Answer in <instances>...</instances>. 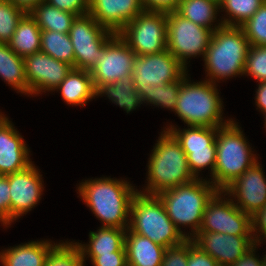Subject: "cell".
I'll list each match as a JSON object with an SVG mask.
<instances>
[{
  "label": "cell",
  "mask_w": 266,
  "mask_h": 266,
  "mask_svg": "<svg viewBox=\"0 0 266 266\" xmlns=\"http://www.w3.org/2000/svg\"><path fill=\"white\" fill-rule=\"evenodd\" d=\"M77 193L102 223L101 227L128 229L131 201L138 189L130 182L114 178L84 180Z\"/></svg>",
  "instance_id": "6da1fadb"
},
{
  "label": "cell",
  "mask_w": 266,
  "mask_h": 266,
  "mask_svg": "<svg viewBox=\"0 0 266 266\" xmlns=\"http://www.w3.org/2000/svg\"><path fill=\"white\" fill-rule=\"evenodd\" d=\"M159 135L147 165V185L143 191H139L144 194L158 195L164 190L196 179L190 171L187 156L176 138L166 130Z\"/></svg>",
  "instance_id": "7a4b0ae2"
},
{
  "label": "cell",
  "mask_w": 266,
  "mask_h": 266,
  "mask_svg": "<svg viewBox=\"0 0 266 266\" xmlns=\"http://www.w3.org/2000/svg\"><path fill=\"white\" fill-rule=\"evenodd\" d=\"M249 40L242 27L222 25L212 33L205 53V80L217 84L219 80L244 75Z\"/></svg>",
  "instance_id": "3957f363"
},
{
  "label": "cell",
  "mask_w": 266,
  "mask_h": 266,
  "mask_svg": "<svg viewBox=\"0 0 266 266\" xmlns=\"http://www.w3.org/2000/svg\"><path fill=\"white\" fill-rule=\"evenodd\" d=\"M217 191L218 189L209 180L199 178L164 190L157 196L161 199L176 229L186 239H191L199 232L206 205ZM181 226L189 227L190 234L183 232Z\"/></svg>",
  "instance_id": "277c9868"
},
{
  "label": "cell",
  "mask_w": 266,
  "mask_h": 266,
  "mask_svg": "<svg viewBox=\"0 0 266 266\" xmlns=\"http://www.w3.org/2000/svg\"><path fill=\"white\" fill-rule=\"evenodd\" d=\"M188 78L186 71L182 75L175 114L187 126L218 128L226 125L232 118L223 119L224 105L217 85L208 80L192 82Z\"/></svg>",
  "instance_id": "5b68a950"
},
{
  "label": "cell",
  "mask_w": 266,
  "mask_h": 266,
  "mask_svg": "<svg viewBox=\"0 0 266 266\" xmlns=\"http://www.w3.org/2000/svg\"><path fill=\"white\" fill-rule=\"evenodd\" d=\"M240 125L231 119L226 125L217 128L216 163L209 181L218 189L224 190L248 168L258 157L252 151Z\"/></svg>",
  "instance_id": "8992f818"
},
{
  "label": "cell",
  "mask_w": 266,
  "mask_h": 266,
  "mask_svg": "<svg viewBox=\"0 0 266 266\" xmlns=\"http://www.w3.org/2000/svg\"><path fill=\"white\" fill-rule=\"evenodd\" d=\"M129 229L165 248L187 240L170 220L161 199L139 191L131 201Z\"/></svg>",
  "instance_id": "52a82bcc"
},
{
  "label": "cell",
  "mask_w": 266,
  "mask_h": 266,
  "mask_svg": "<svg viewBox=\"0 0 266 266\" xmlns=\"http://www.w3.org/2000/svg\"><path fill=\"white\" fill-rule=\"evenodd\" d=\"M136 55L167 50V13L143 10L118 33Z\"/></svg>",
  "instance_id": "ba28073f"
},
{
  "label": "cell",
  "mask_w": 266,
  "mask_h": 266,
  "mask_svg": "<svg viewBox=\"0 0 266 266\" xmlns=\"http://www.w3.org/2000/svg\"><path fill=\"white\" fill-rule=\"evenodd\" d=\"M213 31L182 17L167 13V50L188 70V58H204Z\"/></svg>",
  "instance_id": "9c48e42d"
},
{
  "label": "cell",
  "mask_w": 266,
  "mask_h": 266,
  "mask_svg": "<svg viewBox=\"0 0 266 266\" xmlns=\"http://www.w3.org/2000/svg\"><path fill=\"white\" fill-rule=\"evenodd\" d=\"M115 35L102 27L89 13L76 16L69 31L75 56L74 68L90 71L98 57L103 56V47Z\"/></svg>",
  "instance_id": "30bf717a"
},
{
  "label": "cell",
  "mask_w": 266,
  "mask_h": 266,
  "mask_svg": "<svg viewBox=\"0 0 266 266\" xmlns=\"http://www.w3.org/2000/svg\"><path fill=\"white\" fill-rule=\"evenodd\" d=\"M187 128L177 129L175 125L170 124L164 130L169 131L179 142L187 156L190 171L196 179L202 178L199 177V173L206 167L210 169L212 177L216 163L217 128L199 126Z\"/></svg>",
  "instance_id": "8fae6325"
},
{
  "label": "cell",
  "mask_w": 266,
  "mask_h": 266,
  "mask_svg": "<svg viewBox=\"0 0 266 266\" xmlns=\"http://www.w3.org/2000/svg\"><path fill=\"white\" fill-rule=\"evenodd\" d=\"M225 196L223 190H218L208 201L199 232L252 236L251 216L238 208L229 196Z\"/></svg>",
  "instance_id": "7c38bea8"
},
{
  "label": "cell",
  "mask_w": 266,
  "mask_h": 266,
  "mask_svg": "<svg viewBox=\"0 0 266 266\" xmlns=\"http://www.w3.org/2000/svg\"><path fill=\"white\" fill-rule=\"evenodd\" d=\"M187 69L168 51L136 55L133 62V81L143 97L149 86H161L178 80Z\"/></svg>",
  "instance_id": "4fadbf2b"
},
{
  "label": "cell",
  "mask_w": 266,
  "mask_h": 266,
  "mask_svg": "<svg viewBox=\"0 0 266 266\" xmlns=\"http://www.w3.org/2000/svg\"><path fill=\"white\" fill-rule=\"evenodd\" d=\"M134 51L116 34L104 47L103 56L98 57L95 66L89 71L94 88L119 81L123 76L131 75Z\"/></svg>",
  "instance_id": "5bb4252c"
},
{
  "label": "cell",
  "mask_w": 266,
  "mask_h": 266,
  "mask_svg": "<svg viewBox=\"0 0 266 266\" xmlns=\"http://www.w3.org/2000/svg\"><path fill=\"white\" fill-rule=\"evenodd\" d=\"M28 96L52 91L66 78L73 68L66 62L59 61L43 53L35 52L24 57Z\"/></svg>",
  "instance_id": "9a60e30c"
},
{
  "label": "cell",
  "mask_w": 266,
  "mask_h": 266,
  "mask_svg": "<svg viewBox=\"0 0 266 266\" xmlns=\"http://www.w3.org/2000/svg\"><path fill=\"white\" fill-rule=\"evenodd\" d=\"M40 173L32 163L24 170L6 175L10 185V225L40 202L44 190Z\"/></svg>",
  "instance_id": "2e32d148"
},
{
  "label": "cell",
  "mask_w": 266,
  "mask_h": 266,
  "mask_svg": "<svg viewBox=\"0 0 266 266\" xmlns=\"http://www.w3.org/2000/svg\"><path fill=\"white\" fill-rule=\"evenodd\" d=\"M260 165L257 161L223 190L238 208L250 216L266 204V176Z\"/></svg>",
  "instance_id": "e0dca14e"
},
{
  "label": "cell",
  "mask_w": 266,
  "mask_h": 266,
  "mask_svg": "<svg viewBox=\"0 0 266 266\" xmlns=\"http://www.w3.org/2000/svg\"><path fill=\"white\" fill-rule=\"evenodd\" d=\"M220 266H230L255 245L253 236H236L215 232H198L190 239Z\"/></svg>",
  "instance_id": "ac0fdd59"
},
{
  "label": "cell",
  "mask_w": 266,
  "mask_h": 266,
  "mask_svg": "<svg viewBox=\"0 0 266 266\" xmlns=\"http://www.w3.org/2000/svg\"><path fill=\"white\" fill-rule=\"evenodd\" d=\"M9 118L0 122V175L6 176L24 170L33 162L23 136Z\"/></svg>",
  "instance_id": "d6986e66"
},
{
  "label": "cell",
  "mask_w": 266,
  "mask_h": 266,
  "mask_svg": "<svg viewBox=\"0 0 266 266\" xmlns=\"http://www.w3.org/2000/svg\"><path fill=\"white\" fill-rule=\"evenodd\" d=\"M144 10L141 0H89V14L105 29L118 34Z\"/></svg>",
  "instance_id": "ffe728a7"
},
{
  "label": "cell",
  "mask_w": 266,
  "mask_h": 266,
  "mask_svg": "<svg viewBox=\"0 0 266 266\" xmlns=\"http://www.w3.org/2000/svg\"><path fill=\"white\" fill-rule=\"evenodd\" d=\"M55 242L49 240L29 241L0 252L2 266H44L46 257Z\"/></svg>",
  "instance_id": "44dd1931"
},
{
  "label": "cell",
  "mask_w": 266,
  "mask_h": 266,
  "mask_svg": "<svg viewBox=\"0 0 266 266\" xmlns=\"http://www.w3.org/2000/svg\"><path fill=\"white\" fill-rule=\"evenodd\" d=\"M165 247L149 238L133 233L129 228L125 235V251L128 266H161Z\"/></svg>",
  "instance_id": "7402d4cb"
},
{
  "label": "cell",
  "mask_w": 266,
  "mask_h": 266,
  "mask_svg": "<svg viewBox=\"0 0 266 266\" xmlns=\"http://www.w3.org/2000/svg\"><path fill=\"white\" fill-rule=\"evenodd\" d=\"M60 91L62 99L72 106L84 107L96 97V89L89 71L72 68L66 78L53 90Z\"/></svg>",
  "instance_id": "603a6c76"
},
{
  "label": "cell",
  "mask_w": 266,
  "mask_h": 266,
  "mask_svg": "<svg viewBox=\"0 0 266 266\" xmlns=\"http://www.w3.org/2000/svg\"><path fill=\"white\" fill-rule=\"evenodd\" d=\"M127 229L117 227H99L90 231L89 243L75 242L82 254H111L125 251V235Z\"/></svg>",
  "instance_id": "cb8c5ba5"
},
{
  "label": "cell",
  "mask_w": 266,
  "mask_h": 266,
  "mask_svg": "<svg viewBox=\"0 0 266 266\" xmlns=\"http://www.w3.org/2000/svg\"><path fill=\"white\" fill-rule=\"evenodd\" d=\"M106 96L111 102L123 108L127 113L140 107L142 97L135 89L133 75L123 76L119 81L101 85L96 90V97Z\"/></svg>",
  "instance_id": "d4e9b609"
},
{
  "label": "cell",
  "mask_w": 266,
  "mask_h": 266,
  "mask_svg": "<svg viewBox=\"0 0 266 266\" xmlns=\"http://www.w3.org/2000/svg\"><path fill=\"white\" fill-rule=\"evenodd\" d=\"M8 44L18 56L23 58L40 51L41 29L29 13L19 21Z\"/></svg>",
  "instance_id": "484cf974"
},
{
  "label": "cell",
  "mask_w": 266,
  "mask_h": 266,
  "mask_svg": "<svg viewBox=\"0 0 266 266\" xmlns=\"http://www.w3.org/2000/svg\"><path fill=\"white\" fill-rule=\"evenodd\" d=\"M0 77L4 82L17 90V93L27 95V79L24 58L18 56L8 43L0 42Z\"/></svg>",
  "instance_id": "4316f807"
},
{
  "label": "cell",
  "mask_w": 266,
  "mask_h": 266,
  "mask_svg": "<svg viewBox=\"0 0 266 266\" xmlns=\"http://www.w3.org/2000/svg\"><path fill=\"white\" fill-rule=\"evenodd\" d=\"M176 12L189 21L212 31L223 25L221 20L214 24L217 14L220 13V7L210 0H180Z\"/></svg>",
  "instance_id": "83f0119b"
},
{
  "label": "cell",
  "mask_w": 266,
  "mask_h": 266,
  "mask_svg": "<svg viewBox=\"0 0 266 266\" xmlns=\"http://www.w3.org/2000/svg\"><path fill=\"white\" fill-rule=\"evenodd\" d=\"M29 15L36 21L41 30L69 33L77 15L63 11L46 1L35 6Z\"/></svg>",
  "instance_id": "f1b7e54d"
},
{
  "label": "cell",
  "mask_w": 266,
  "mask_h": 266,
  "mask_svg": "<svg viewBox=\"0 0 266 266\" xmlns=\"http://www.w3.org/2000/svg\"><path fill=\"white\" fill-rule=\"evenodd\" d=\"M40 51L74 68L75 56L69 33L41 30Z\"/></svg>",
  "instance_id": "f546056e"
},
{
  "label": "cell",
  "mask_w": 266,
  "mask_h": 266,
  "mask_svg": "<svg viewBox=\"0 0 266 266\" xmlns=\"http://www.w3.org/2000/svg\"><path fill=\"white\" fill-rule=\"evenodd\" d=\"M266 0H223L219 6L227 15L221 18L226 26L241 27L249 20ZM228 18H227V17Z\"/></svg>",
  "instance_id": "4dcf8cb0"
},
{
  "label": "cell",
  "mask_w": 266,
  "mask_h": 266,
  "mask_svg": "<svg viewBox=\"0 0 266 266\" xmlns=\"http://www.w3.org/2000/svg\"><path fill=\"white\" fill-rule=\"evenodd\" d=\"M182 85V76L171 83L161 86H149V90L142 97L143 103L151 104V106L166 108L173 112L177 106V98L180 87Z\"/></svg>",
  "instance_id": "1f68e13d"
},
{
  "label": "cell",
  "mask_w": 266,
  "mask_h": 266,
  "mask_svg": "<svg viewBox=\"0 0 266 266\" xmlns=\"http://www.w3.org/2000/svg\"><path fill=\"white\" fill-rule=\"evenodd\" d=\"M79 247L74 241L56 243L46 257L44 266H85Z\"/></svg>",
  "instance_id": "d6a6232c"
},
{
  "label": "cell",
  "mask_w": 266,
  "mask_h": 266,
  "mask_svg": "<svg viewBox=\"0 0 266 266\" xmlns=\"http://www.w3.org/2000/svg\"><path fill=\"white\" fill-rule=\"evenodd\" d=\"M26 12L9 0H0V42L8 43Z\"/></svg>",
  "instance_id": "836d02e7"
},
{
  "label": "cell",
  "mask_w": 266,
  "mask_h": 266,
  "mask_svg": "<svg viewBox=\"0 0 266 266\" xmlns=\"http://www.w3.org/2000/svg\"><path fill=\"white\" fill-rule=\"evenodd\" d=\"M241 27L251 46H266V1Z\"/></svg>",
  "instance_id": "e575fe53"
},
{
  "label": "cell",
  "mask_w": 266,
  "mask_h": 266,
  "mask_svg": "<svg viewBox=\"0 0 266 266\" xmlns=\"http://www.w3.org/2000/svg\"><path fill=\"white\" fill-rule=\"evenodd\" d=\"M244 75L252 76L258 82L266 81V46H250Z\"/></svg>",
  "instance_id": "d590c367"
},
{
  "label": "cell",
  "mask_w": 266,
  "mask_h": 266,
  "mask_svg": "<svg viewBox=\"0 0 266 266\" xmlns=\"http://www.w3.org/2000/svg\"><path fill=\"white\" fill-rule=\"evenodd\" d=\"M187 261L188 239L179 246L166 248L161 266H187Z\"/></svg>",
  "instance_id": "8d00e7d4"
},
{
  "label": "cell",
  "mask_w": 266,
  "mask_h": 266,
  "mask_svg": "<svg viewBox=\"0 0 266 266\" xmlns=\"http://www.w3.org/2000/svg\"><path fill=\"white\" fill-rule=\"evenodd\" d=\"M84 261L91 260L93 266H128L126 252L111 254H82Z\"/></svg>",
  "instance_id": "74e56055"
},
{
  "label": "cell",
  "mask_w": 266,
  "mask_h": 266,
  "mask_svg": "<svg viewBox=\"0 0 266 266\" xmlns=\"http://www.w3.org/2000/svg\"><path fill=\"white\" fill-rule=\"evenodd\" d=\"M0 222L10 225V185L6 176H0Z\"/></svg>",
  "instance_id": "f35d334b"
},
{
  "label": "cell",
  "mask_w": 266,
  "mask_h": 266,
  "mask_svg": "<svg viewBox=\"0 0 266 266\" xmlns=\"http://www.w3.org/2000/svg\"><path fill=\"white\" fill-rule=\"evenodd\" d=\"M251 233L255 244L260 245L266 241V204L251 215Z\"/></svg>",
  "instance_id": "ab89813d"
},
{
  "label": "cell",
  "mask_w": 266,
  "mask_h": 266,
  "mask_svg": "<svg viewBox=\"0 0 266 266\" xmlns=\"http://www.w3.org/2000/svg\"><path fill=\"white\" fill-rule=\"evenodd\" d=\"M187 266H220L208 253L201 251L188 239Z\"/></svg>",
  "instance_id": "60d3db41"
},
{
  "label": "cell",
  "mask_w": 266,
  "mask_h": 266,
  "mask_svg": "<svg viewBox=\"0 0 266 266\" xmlns=\"http://www.w3.org/2000/svg\"><path fill=\"white\" fill-rule=\"evenodd\" d=\"M46 2L60 10L73 13L77 16L89 12V0H46Z\"/></svg>",
  "instance_id": "b9f144b4"
},
{
  "label": "cell",
  "mask_w": 266,
  "mask_h": 266,
  "mask_svg": "<svg viewBox=\"0 0 266 266\" xmlns=\"http://www.w3.org/2000/svg\"><path fill=\"white\" fill-rule=\"evenodd\" d=\"M180 0H141L144 10L161 12L176 11Z\"/></svg>",
  "instance_id": "7bdbcfd3"
},
{
  "label": "cell",
  "mask_w": 266,
  "mask_h": 266,
  "mask_svg": "<svg viewBox=\"0 0 266 266\" xmlns=\"http://www.w3.org/2000/svg\"><path fill=\"white\" fill-rule=\"evenodd\" d=\"M258 244H255L249 249L243 256H241L235 263L230 266H262V258L256 255V248Z\"/></svg>",
  "instance_id": "ee69618b"
},
{
  "label": "cell",
  "mask_w": 266,
  "mask_h": 266,
  "mask_svg": "<svg viewBox=\"0 0 266 266\" xmlns=\"http://www.w3.org/2000/svg\"><path fill=\"white\" fill-rule=\"evenodd\" d=\"M255 104L256 109L261 113L266 112V81L258 82V88L256 89Z\"/></svg>",
  "instance_id": "f6af8a7d"
},
{
  "label": "cell",
  "mask_w": 266,
  "mask_h": 266,
  "mask_svg": "<svg viewBox=\"0 0 266 266\" xmlns=\"http://www.w3.org/2000/svg\"><path fill=\"white\" fill-rule=\"evenodd\" d=\"M16 7L24 10L26 13H29L35 6L46 1V0H9Z\"/></svg>",
  "instance_id": "bcb514c9"
},
{
  "label": "cell",
  "mask_w": 266,
  "mask_h": 266,
  "mask_svg": "<svg viewBox=\"0 0 266 266\" xmlns=\"http://www.w3.org/2000/svg\"><path fill=\"white\" fill-rule=\"evenodd\" d=\"M262 266H266V254L262 258Z\"/></svg>",
  "instance_id": "7dc6e473"
},
{
  "label": "cell",
  "mask_w": 266,
  "mask_h": 266,
  "mask_svg": "<svg viewBox=\"0 0 266 266\" xmlns=\"http://www.w3.org/2000/svg\"><path fill=\"white\" fill-rule=\"evenodd\" d=\"M7 116L0 112V122L4 120Z\"/></svg>",
  "instance_id": "c3c4849f"
},
{
  "label": "cell",
  "mask_w": 266,
  "mask_h": 266,
  "mask_svg": "<svg viewBox=\"0 0 266 266\" xmlns=\"http://www.w3.org/2000/svg\"><path fill=\"white\" fill-rule=\"evenodd\" d=\"M210 1L215 2L216 4L220 6L223 0H210Z\"/></svg>",
  "instance_id": "681fc988"
},
{
  "label": "cell",
  "mask_w": 266,
  "mask_h": 266,
  "mask_svg": "<svg viewBox=\"0 0 266 266\" xmlns=\"http://www.w3.org/2000/svg\"><path fill=\"white\" fill-rule=\"evenodd\" d=\"M263 114H264L263 116H264V121H265L264 125H265V128H266V112H264Z\"/></svg>",
  "instance_id": "f907efd6"
}]
</instances>
